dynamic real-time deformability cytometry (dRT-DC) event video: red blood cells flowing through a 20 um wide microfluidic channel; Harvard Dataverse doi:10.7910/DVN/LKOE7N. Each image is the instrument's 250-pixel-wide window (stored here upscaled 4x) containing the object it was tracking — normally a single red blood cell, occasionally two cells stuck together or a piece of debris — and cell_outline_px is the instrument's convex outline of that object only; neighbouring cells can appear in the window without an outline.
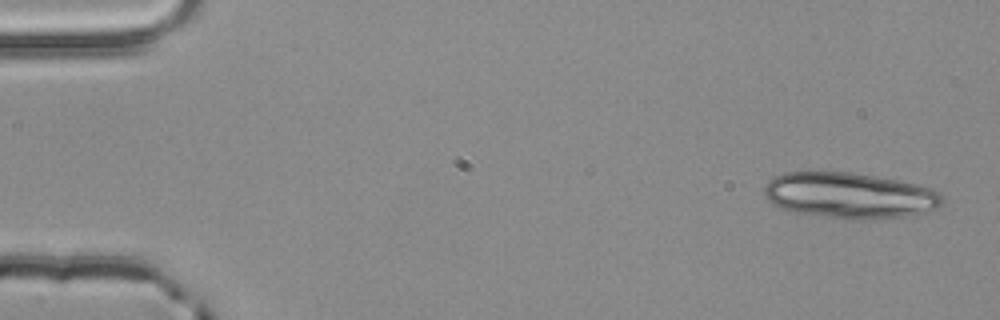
{"species": "common noctule bat (a hibernating species)", "species_latin": "Nyctalus noctula", "temperature_condition": "room temperature", "stored_images_in_passage": 3, "camera_frame_rate_fps": 3000, "um_per_image_px": 0.085, "animal": {"sex": "male", "body_mass_g": 20.4}, "frame": {"image": 1, "passage_image": 1, "time_ms": 0.0, "image_size_px": [1000, 320], "cell_outline_px": [[944, 200], [940, 208], [924, 212], [904, 216], [864, 220], [844, 220], [796, 212], [772, 204], [764, 196], [764, 184], [768, 180], [784, 172], [852, 172], [900, 180], [932, 188], [940, 192]], "centroid_in_image_um": [72.23, 16.62], "position_along_channel_um": 12.8, "area_um2": 48.09}}